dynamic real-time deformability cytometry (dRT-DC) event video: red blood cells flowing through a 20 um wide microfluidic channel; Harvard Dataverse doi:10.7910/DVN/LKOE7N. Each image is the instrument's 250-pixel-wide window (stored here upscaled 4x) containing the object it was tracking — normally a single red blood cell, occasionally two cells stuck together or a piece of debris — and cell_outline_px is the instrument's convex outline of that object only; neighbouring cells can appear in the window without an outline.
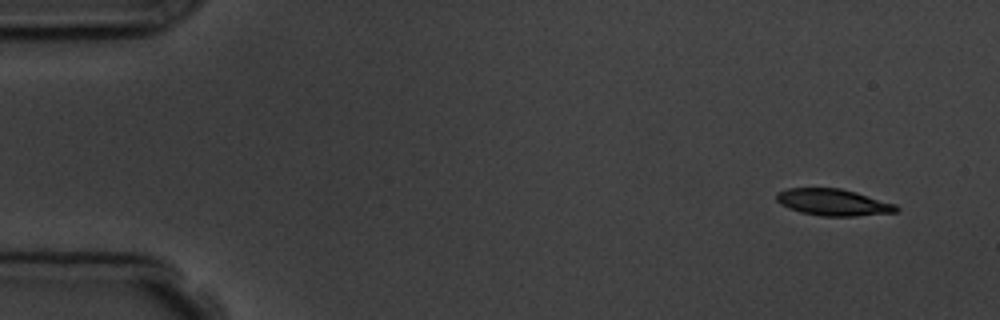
{"species": "common noctule bat (a hibernating species)", "species_latin": "Nyctalus noctula", "temperature_condition": "room temperature", "stored_images_in_passage": 7, "camera_frame_rate_fps": 3000, "um_per_image_px": 0.085, "animal": {"sex": "male", "body_mass_g": 19.5, "forearm_length_mm": 54.6}, "frame": {"image": 1, "passage_image": 1, "time_ms": 0.0, "image_size_px": [1000, 320], "cell_outline_px": [[900, 208], [896, 212], [852, 216], [820, 216], [800, 212], [788, 208], [780, 204], [776, 200], [776, 192], [788, 188], [840, 188], [856, 192], [896, 204]], "centroid_in_image_um": [70.8, 17.19], "position_along_channel_um": 14.2, "area_um2": 18.67}}
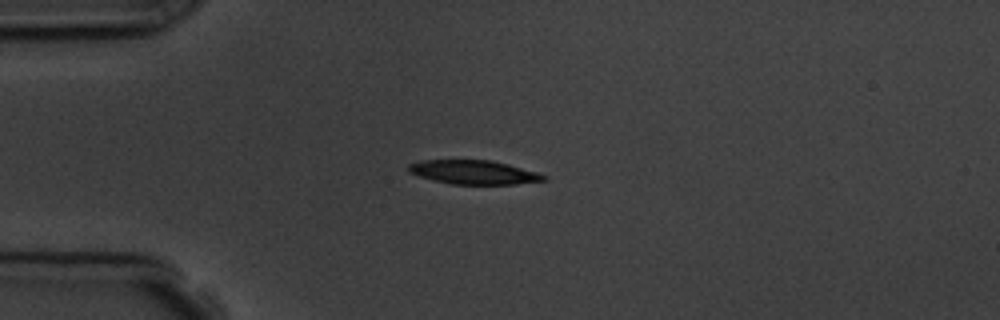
{"frame": {"image": 2, "passage_image": 4, "time_ms": 3.333, "image_size_px": [1000, 320], "cell_outline_px": [[548, 180], [516, 184], [452, 184], [432, 180], [408, 172], [408, 164], [424, 160], [492, 160], [508, 164], [536, 172], [548, 176]], "centroid_in_image_um": [40.28, 14.64], "position_along_channel_um": 44.7, "area_um2": 18.84}}